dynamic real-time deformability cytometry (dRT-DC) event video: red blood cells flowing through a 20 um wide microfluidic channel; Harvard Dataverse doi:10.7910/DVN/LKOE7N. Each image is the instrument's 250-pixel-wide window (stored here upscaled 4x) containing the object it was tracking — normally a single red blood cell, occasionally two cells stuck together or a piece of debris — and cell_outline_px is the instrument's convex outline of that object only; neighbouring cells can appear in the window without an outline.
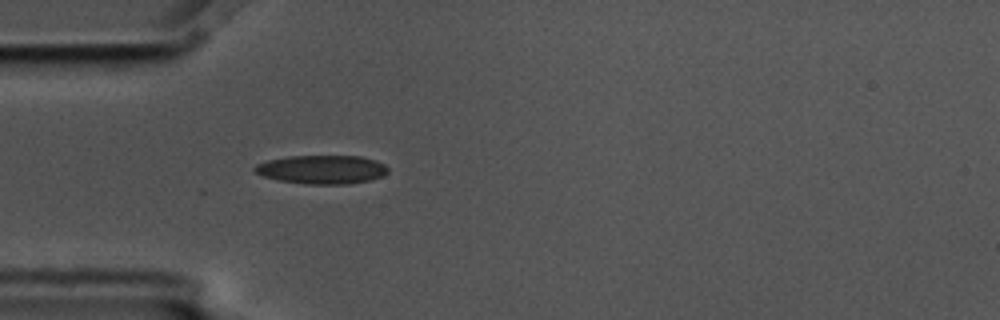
{"species": "common noctule bat (a hibernating species)", "species_latin": "Nyctalus noctula", "temperature_condition": "cold", "stored_images_in_passage": 5, "camera_frame_rate_fps": 3000, "um_per_image_px": 0.085, "animal": {"sex": "male", "body_mass_g": 17.5, "forearm_length_mm": 52.3}, "frame": {"image": 1, "passage_image": 5, "time_ms": 1.333, "image_size_px": [1000, 320], "cell_outline_px": [[388, 172], [384, 176], [368, 180], [348, 184], [308, 184], [280, 180], [264, 176], [256, 172], [252, 168], [256, 164], [268, 160], [288, 156], [360, 156], [376, 160], [384, 164], [388, 168]], "centroid_in_image_um": [27.39, 14.4], "position_along_channel_um": 57.6, "area_um2": 22.2}}